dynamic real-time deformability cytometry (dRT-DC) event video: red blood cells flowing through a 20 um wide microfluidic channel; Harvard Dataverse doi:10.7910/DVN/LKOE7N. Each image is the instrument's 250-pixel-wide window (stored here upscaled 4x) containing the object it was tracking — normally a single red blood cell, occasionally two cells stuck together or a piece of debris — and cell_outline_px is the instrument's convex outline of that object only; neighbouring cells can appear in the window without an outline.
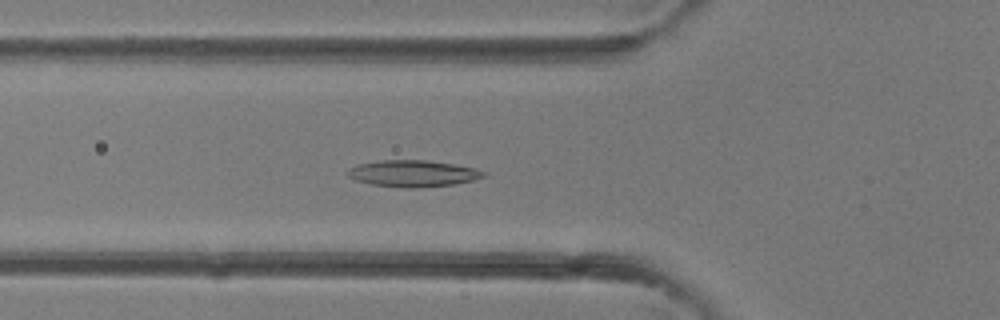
{"species": "common noctule bat (a hibernating species)", "species_latin": "Nyctalus noctula", "temperature_condition": "room temperature", "stored_images_in_passage": 38, "camera_frame_rate_fps": 3000, "um_per_image_px": 0.085, "animal": {"sex": "female"}, "frame": {"image": 1, "passage_image": 15, "time_ms": 4.667, "image_size_px": [1000, 320], "cell_outline_px": [[488, 176], [456, 184], [412, 188], [404, 188], [372, 184], [356, 180], [348, 176], [344, 172], [348, 168], [360, 164], [380, 160], [428, 160], [476, 168], [488, 172]], "centroid_in_image_um": [35.12, 14.74], "position_along_channel_um": 90.7, "area_um2": 21.15}}
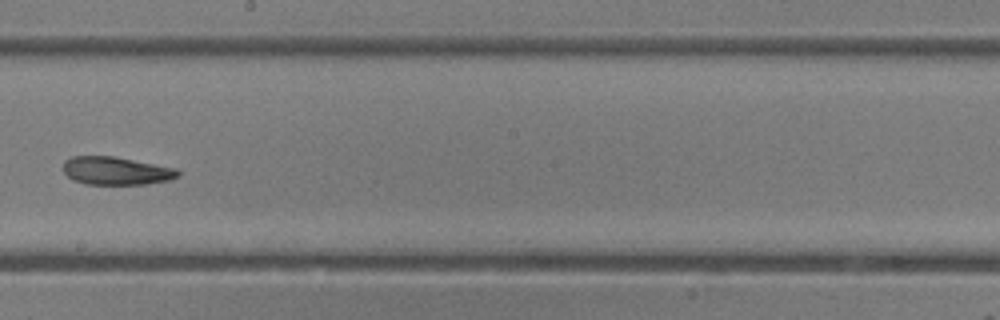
{"frame": {"image": 2, "passage_image": 24, "time_ms": 7.667, "image_size_px": [1000, 320], "cell_outline_px": [[180, 176], [168, 180], [144, 184], [84, 184], [72, 180], [64, 172], [64, 160], [72, 156], [116, 156], [176, 168], [180, 172]], "centroid_in_image_um": [9.86, 14.51], "position_along_channel_um": 238.3, "area_um2": 18.84}}
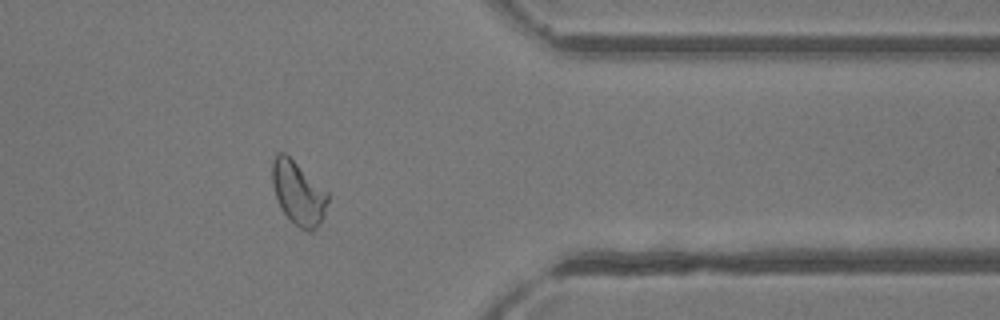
{"frame": {"image": 3, "passage_image": 34, "time_ms": 11.0, "image_size_px": [1000, 320], "cell_outline_px": [[328, 200], [324, 216], [320, 224], [312, 232], [308, 232], [300, 228], [284, 212], [276, 196], [272, 184], [272, 160], [276, 152], [284, 152], [328, 192]], "centroid_in_image_um": [25.36, 16.4], "position_along_channel_um": 386.0, "area_um2": 20.29}}